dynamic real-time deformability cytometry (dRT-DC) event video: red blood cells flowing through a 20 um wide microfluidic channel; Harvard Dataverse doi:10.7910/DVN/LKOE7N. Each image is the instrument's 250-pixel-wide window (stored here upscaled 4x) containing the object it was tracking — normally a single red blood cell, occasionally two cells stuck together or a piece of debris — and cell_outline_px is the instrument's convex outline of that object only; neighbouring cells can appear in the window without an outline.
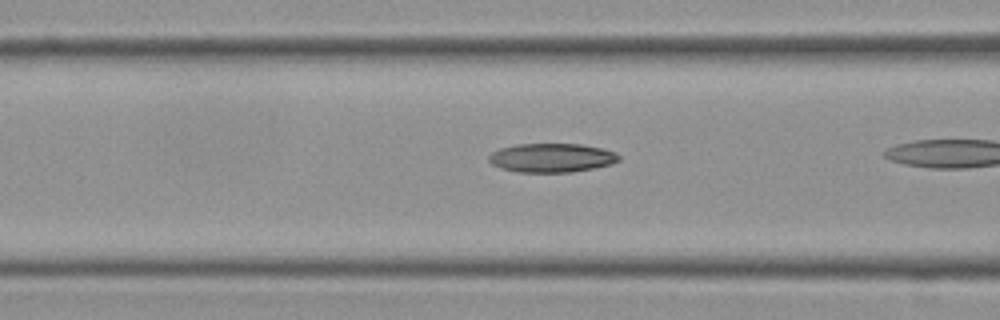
{"species": "Egyptian fruit bat (a non-hibernating species)", "species_latin": "Rousettus aegyptiacus", "temperature_condition": "cold", "stored_images_in_passage": 40, "camera_frame_rate_fps": 3000, "um_per_image_px": 0.085, "frame": {"image": 1, "passage_image": 18, "time_ms": 5.667, "image_size_px": [1000, 320], "cell_outline_px": [[620, 160], [612, 164], [572, 172], [520, 172], [500, 168], [492, 164], [488, 160], [488, 156], [492, 152], [500, 148], [516, 144], [580, 144], [600, 148], [616, 152], [620, 156]], "centroid_in_image_um": [46.88, 13.41], "position_along_channel_um": 119.7, "area_um2": 21.91}}